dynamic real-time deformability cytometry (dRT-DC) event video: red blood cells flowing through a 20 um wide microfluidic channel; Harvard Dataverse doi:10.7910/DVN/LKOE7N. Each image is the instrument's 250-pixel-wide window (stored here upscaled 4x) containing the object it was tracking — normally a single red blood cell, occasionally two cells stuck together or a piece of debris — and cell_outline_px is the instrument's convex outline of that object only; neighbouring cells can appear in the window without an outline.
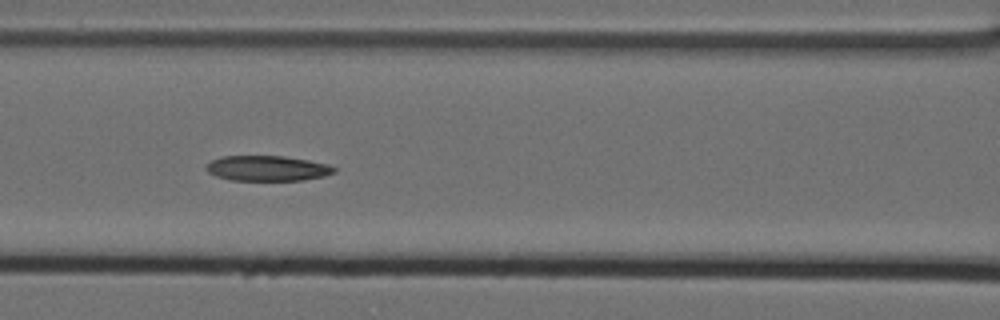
{"species": "Egyptian fruit bat (a non-hibernating species)", "species_latin": "Rousettus aegyptiacus", "temperature_condition": "cold", "stored_images_in_passage": 15, "camera_frame_rate_fps": 3000, "um_per_image_px": 0.085, "animal": {"sex": "female"}, "frame": {"image": 1, "passage_image": 7, "time_ms": 2.0, "image_size_px": [1000, 320], "cell_outline_px": [[336, 172], [324, 176], [304, 180], [232, 180], [216, 176], [208, 172], [204, 168], [212, 160], [224, 156], [284, 156], [308, 160], [328, 164], [336, 168]], "centroid_in_image_um": [22.74, 14.31], "position_along_channel_um": 143.9, "area_um2": 18.79}}
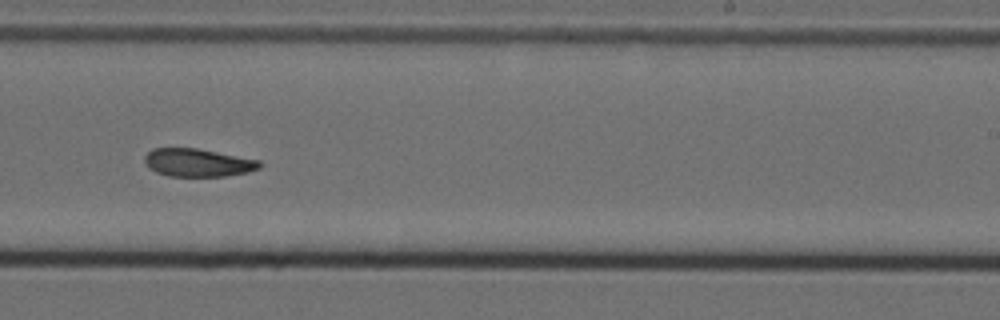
{"frame": {"image": 2, "passage_image": 10, "time_ms": 3.0, "image_size_px": [1000, 320], "cell_outline_px": [[260, 168], [248, 172], [224, 176], [168, 176], [156, 172], [148, 168], [144, 160], [144, 156], [152, 148], [196, 148], [260, 160]], "centroid_in_image_um": [16.78, 13.82], "position_along_channel_um": 272.2, "area_um2": 18.73}}
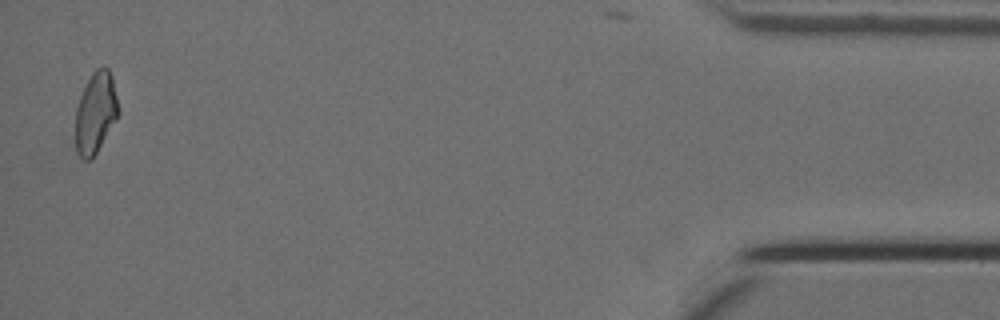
{"frame": {"image": 3, "passage_image": 15, "time_ms": 4.667, "image_size_px": [1000, 320], "cell_outline_px": [[120, 112], [92, 160], [84, 160], [76, 152], [76, 108], [80, 96], [92, 72], [96, 68], [104, 64], [108, 68], [112, 76]], "centroid_in_image_um": [8.13, 9.56], "position_along_channel_um": 427.1, "area_um2": 20.29}}